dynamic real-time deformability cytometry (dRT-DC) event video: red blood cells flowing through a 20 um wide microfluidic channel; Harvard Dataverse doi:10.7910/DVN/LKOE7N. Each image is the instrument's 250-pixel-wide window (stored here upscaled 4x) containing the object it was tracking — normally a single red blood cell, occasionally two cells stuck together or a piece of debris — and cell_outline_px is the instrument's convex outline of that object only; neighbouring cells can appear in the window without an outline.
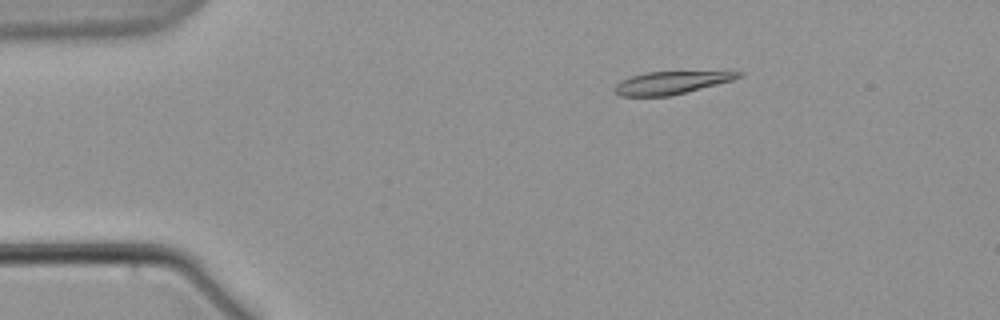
{"species": "common noctule bat (a hibernating species)", "species_latin": "Nyctalus noctula", "temperature_condition": "warm", "stored_images_in_passage": 5, "camera_frame_rate_fps": 3000, "um_per_image_px": 0.085, "animal": {"sex": "male", "body_mass_g": 21.5, "forearm_length_mm": 52.0}, "frame": {"image": 1, "passage_image": 3, "time_ms": 2.333, "image_size_px": [1000, 320], "cell_outline_px": [[744, 76], [732, 80], [668, 96], [620, 96], [612, 88], [620, 80], [644, 72], [744, 72]], "centroid_in_image_um": [56.98, 7.03], "position_along_channel_um": 28.0, "area_um2": 16.01}}